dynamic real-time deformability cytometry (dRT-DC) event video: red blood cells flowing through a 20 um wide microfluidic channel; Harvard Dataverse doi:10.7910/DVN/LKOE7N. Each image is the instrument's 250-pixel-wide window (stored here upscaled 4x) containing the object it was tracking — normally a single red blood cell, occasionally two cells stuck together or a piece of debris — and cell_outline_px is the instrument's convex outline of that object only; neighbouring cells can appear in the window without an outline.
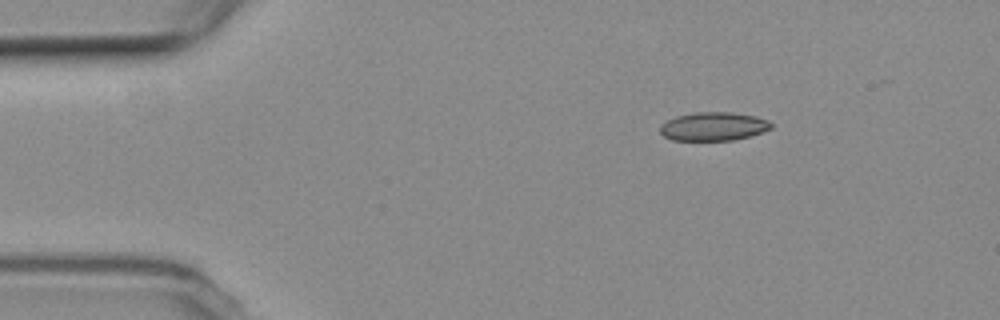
{"species": "common noctule bat (a hibernating species)", "species_latin": "Nyctalus noctula", "temperature_condition": "room temperature", "stored_images_in_passage": 3, "camera_frame_rate_fps": 3000, "um_per_image_px": 0.085, "animal": {"sex": "female", "body_mass_g": 19.3, "forearm_length_mm": 54.1}, "frame": {"image": 1, "passage_image": 1, "time_ms": 0.0, "image_size_px": [1000, 320], "cell_outline_px": [[772, 128], [748, 136], [732, 140], [672, 140], [664, 136], [660, 132], [660, 128], [668, 120], [676, 116], [696, 112], [732, 112], [756, 116], [768, 120], [772, 124]], "centroid_in_image_um": [60.65, 10.74], "position_along_channel_um": 24.3, "area_um2": 18.26}}
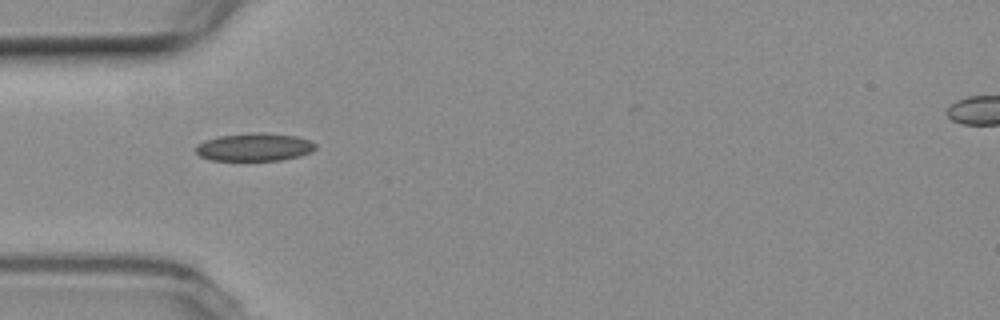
{"frame": {"image": 2, "passage_image": 3, "time_ms": 3.0, "image_size_px": [1000, 320], "cell_outline_px": [[316, 148], [312, 152], [300, 156], [280, 160], [208, 160], [200, 156], [196, 152], [196, 144], [204, 140], [220, 136], [256, 132], [260, 132], [296, 136], [308, 140], [316, 144]], "centroid_in_image_um": [21.62, 12.5], "position_along_channel_um": 63.4, "area_um2": 19.48}}